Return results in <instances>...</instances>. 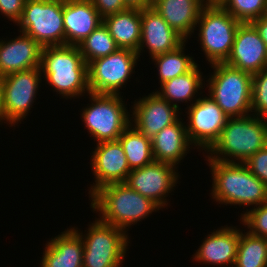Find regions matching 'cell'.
Wrapping results in <instances>:
<instances>
[{
  "mask_svg": "<svg viewBox=\"0 0 267 267\" xmlns=\"http://www.w3.org/2000/svg\"><path fill=\"white\" fill-rule=\"evenodd\" d=\"M132 107L131 124L150 139L163 128L175 123L181 110L162 99L156 92L135 100Z\"/></svg>",
  "mask_w": 267,
  "mask_h": 267,
  "instance_id": "cell-16",
  "label": "cell"
},
{
  "mask_svg": "<svg viewBox=\"0 0 267 267\" xmlns=\"http://www.w3.org/2000/svg\"><path fill=\"white\" fill-rule=\"evenodd\" d=\"M224 63L252 75L267 68L265 42L251 23L238 26L231 52Z\"/></svg>",
  "mask_w": 267,
  "mask_h": 267,
  "instance_id": "cell-15",
  "label": "cell"
},
{
  "mask_svg": "<svg viewBox=\"0 0 267 267\" xmlns=\"http://www.w3.org/2000/svg\"><path fill=\"white\" fill-rule=\"evenodd\" d=\"M139 56L130 49L119 48L106 57L98 58L88 64V85L91 93L119 94L120 89L135 72ZM134 70V72H133Z\"/></svg>",
  "mask_w": 267,
  "mask_h": 267,
  "instance_id": "cell-10",
  "label": "cell"
},
{
  "mask_svg": "<svg viewBox=\"0 0 267 267\" xmlns=\"http://www.w3.org/2000/svg\"><path fill=\"white\" fill-rule=\"evenodd\" d=\"M100 16L105 18L127 9L124 0H90Z\"/></svg>",
  "mask_w": 267,
  "mask_h": 267,
  "instance_id": "cell-35",
  "label": "cell"
},
{
  "mask_svg": "<svg viewBox=\"0 0 267 267\" xmlns=\"http://www.w3.org/2000/svg\"><path fill=\"white\" fill-rule=\"evenodd\" d=\"M233 267H267V238L240 230L236 260Z\"/></svg>",
  "mask_w": 267,
  "mask_h": 267,
  "instance_id": "cell-27",
  "label": "cell"
},
{
  "mask_svg": "<svg viewBox=\"0 0 267 267\" xmlns=\"http://www.w3.org/2000/svg\"><path fill=\"white\" fill-rule=\"evenodd\" d=\"M90 106L83 108L81 119L94 141H116L131 124L123 96L119 94L88 93Z\"/></svg>",
  "mask_w": 267,
  "mask_h": 267,
  "instance_id": "cell-7",
  "label": "cell"
},
{
  "mask_svg": "<svg viewBox=\"0 0 267 267\" xmlns=\"http://www.w3.org/2000/svg\"><path fill=\"white\" fill-rule=\"evenodd\" d=\"M118 141L123 147L130 170L153 163L152 140L130 124Z\"/></svg>",
  "mask_w": 267,
  "mask_h": 267,
  "instance_id": "cell-26",
  "label": "cell"
},
{
  "mask_svg": "<svg viewBox=\"0 0 267 267\" xmlns=\"http://www.w3.org/2000/svg\"><path fill=\"white\" fill-rule=\"evenodd\" d=\"M214 72L205 83L209 97L228 117L251 114L252 74L225 63L211 64ZM250 112V113H249Z\"/></svg>",
  "mask_w": 267,
  "mask_h": 267,
  "instance_id": "cell-5",
  "label": "cell"
},
{
  "mask_svg": "<svg viewBox=\"0 0 267 267\" xmlns=\"http://www.w3.org/2000/svg\"><path fill=\"white\" fill-rule=\"evenodd\" d=\"M63 7L64 0H26L16 25L42 47L65 45Z\"/></svg>",
  "mask_w": 267,
  "mask_h": 267,
  "instance_id": "cell-9",
  "label": "cell"
},
{
  "mask_svg": "<svg viewBox=\"0 0 267 267\" xmlns=\"http://www.w3.org/2000/svg\"><path fill=\"white\" fill-rule=\"evenodd\" d=\"M127 8H136L143 10L152 7L153 0H124Z\"/></svg>",
  "mask_w": 267,
  "mask_h": 267,
  "instance_id": "cell-37",
  "label": "cell"
},
{
  "mask_svg": "<svg viewBox=\"0 0 267 267\" xmlns=\"http://www.w3.org/2000/svg\"><path fill=\"white\" fill-rule=\"evenodd\" d=\"M73 229L81 236L84 244L83 267L122 266L130 243L128 232L126 234L125 231L98 218L88 226L86 235H82L83 232L77 227Z\"/></svg>",
  "mask_w": 267,
  "mask_h": 267,
  "instance_id": "cell-8",
  "label": "cell"
},
{
  "mask_svg": "<svg viewBox=\"0 0 267 267\" xmlns=\"http://www.w3.org/2000/svg\"><path fill=\"white\" fill-rule=\"evenodd\" d=\"M196 64L189 72L174 77L161 84V90L155 91L162 99L179 108L177 103L192 102L195 94L200 93L204 83L202 73ZM176 101V102H175Z\"/></svg>",
  "mask_w": 267,
  "mask_h": 267,
  "instance_id": "cell-25",
  "label": "cell"
},
{
  "mask_svg": "<svg viewBox=\"0 0 267 267\" xmlns=\"http://www.w3.org/2000/svg\"><path fill=\"white\" fill-rule=\"evenodd\" d=\"M218 4L240 23H251L267 14V0H220Z\"/></svg>",
  "mask_w": 267,
  "mask_h": 267,
  "instance_id": "cell-30",
  "label": "cell"
},
{
  "mask_svg": "<svg viewBox=\"0 0 267 267\" xmlns=\"http://www.w3.org/2000/svg\"><path fill=\"white\" fill-rule=\"evenodd\" d=\"M6 123V116H5V110L3 106V88L1 86V81H0V122L1 123Z\"/></svg>",
  "mask_w": 267,
  "mask_h": 267,
  "instance_id": "cell-38",
  "label": "cell"
},
{
  "mask_svg": "<svg viewBox=\"0 0 267 267\" xmlns=\"http://www.w3.org/2000/svg\"><path fill=\"white\" fill-rule=\"evenodd\" d=\"M186 40L173 30L152 7L141 10V42L138 56L144 48L149 49L150 57L173 51Z\"/></svg>",
  "mask_w": 267,
  "mask_h": 267,
  "instance_id": "cell-17",
  "label": "cell"
},
{
  "mask_svg": "<svg viewBox=\"0 0 267 267\" xmlns=\"http://www.w3.org/2000/svg\"><path fill=\"white\" fill-rule=\"evenodd\" d=\"M90 164L95 177V183L89 188L90 196L102 186L126 182L131 172L123 147L118 140L96 144Z\"/></svg>",
  "mask_w": 267,
  "mask_h": 267,
  "instance_id": "cell-14",
  "label": "cell"
},
{
  "mask_svg": "<svg viewBox=\"0 0 267 267\" xmlns=\"http://www.w3.org/2000/svg\"><path fill=\"white\" fill-rule=\"evenodd\" d=\"M205 0H153L152 8L185 40L196 30Z\"/></svg>",
  "mask_w": 267,
  "mask_h": 267,
  "instance_id": "cell-21",
  "label": "cell"
},
{
  "mask_svg": "<svg viewBox=\"0 0 267 267\" xmlns=\"http://www.w3.org/2000/svg\"><path fill=\"white\" fill-rule=\"evenodd\" d=\"M87 65L98 58L116 52L117 46L104 23L100 24L82 43L78 45Z\"/></svg>",
  "mask_w": 267,
  "mask_h": 267,
  "instance_id": "cell-29",
  "label": "cell"
},
{
  "mask_svg": "<svg viewBox=\"0 0 267 267\" xmlns=\"http://www.w3.org/2000/svg\"><path fill=\"white\" fill-rule=\"evenodd\" d=\"M41 74L38 67L11 73L1 79L6 124L10 127H15L31 110L42 82Z\"/></svg>",
  "mask_w": 267,
  "mask_h": 267,
  "instance_id": "cell-11",
  "label": "cell"
},
{
  "mask_svg": "<svg viewBox=\"0 0 267 267\" xmlns=\"http://www.w3.org/2000/svg\"><path fill=\"white\" fill-rule=\"evenodd\" d=\"M26 0H0V12L8 20L17 23L22 15Z\"/></svg>",
  "mask_w": 267,
  "mask_h": 267,
  "instance_id": "cell-34",
  "label": "cell"
},
{
  "mask_svg": "<svg viewBox=\"0 0 267 267\" xmlns=\"http://www.w3.org/2000/svg\"><path fill=\"white\" fill-rule=\"evenodd\" d=\"M251 24L255 27V29L261 36V39L265 42L267 48V14L253 20Z\"/></svg>",
  "mask_w": 267,
  "mask_h": 267,
  "instance_id": "cell-36",
  "label": "cell"
},
{
  "mask_svg": "<svg viewBox=\"0 0 267 267\" xmlns=\"http://www.w3.org/2000/svg\"><path fill=\"white\" fill-rule=\"evenodd\" d=\"M239 238L240 229L235 226H222V228L213 230L211 234H208L192 258L198 263L203 262V264L221 267L224 265L228 267L230 264L233 267Z\"/></svg>",
  "mask_w": 267,
  "mask_h": 267,
  "instance_id": "cell-20",
  "label": "cell"
},
{
  "mask_svg": "<svg viewBox=\"0 0 267 267\" xmlns=\"http://www.w3.org/2000/svg\"><path fill=\"white\" fill-rule=\"evenodd\" d=\"M40 68L47 84L66 99L90 92L88 65L78 46L43 47Z\"/></svg>",
  "mask_w": 267,
  "mask_h": 267,
  "instance_id": "cell-4",
  "label": "cell"
},
{
  "mask_svg": "<svg viewBox=\"0 0 267 267\" xmlns=\"http://www.w3.org/2000/svg\"><path fill=\"white\" fill-rule=\"evenodd\" d=\"M251 113L267 118V68L252 75Z\"/></svg>",
  "mask_w": 267,
  "mask_h": 267,
  "instance_id": "cell-31",
  "label": "cell"
},
{
  "mask_svg": "<svg viewBox=\"0 0 267 267\" xmlns=\"http://www.w3.org/2000/svg\"><path fill=\"white\" fill-rule=\"evenodd\" d=\"M180 120L182 119L179 118L175 123L163 128L151 139L155 161L176 167L190 151L192 144L187 136L186 125Z\"/></svg>",
  "mask_w": 267,
  "mask_h": 267,
  "instance_id": "cell-23",
  "label": "cell"
},
{
  "mask_svg": "<svg viewBox=\"0 0 267 267\" xmlns=\"http://www.w3.org/2000/svg\"><path fill=\"white\" fill-rule=\"evenodd\" d=\"M65 45L78 46L100 24V16L90 0H64Z\"/></svg>",
  "mask_w": 267,
  "mask_h": 267,
  "instance_id": "cell-19",
  "label": "cell"
},
{
  "mask_svg": "<svg viewBox=\"0 0 267 267\" xmlns=\"http://www.w3.org/2000/svg\"><path fill=\"white\" fill-rule=\"evenodd\" d=\"M190 104L186 112L189 115L187 136L193 146L206 152L218 140L228 116L209 96L195 98Z\"/></svg>",
  "mask_w": 267,
  "mask_h": 267,
  "instance_id": "cell-12",
  "label": "cell"
},
{
  "mask_svg": "<svg viewBox=\"0 0 267 267\" xmlns=\"http://www.w3.org/2000/svg\"><path fill=\"white\" fill-rule=\"evenodd\" d=\"M45 246L40 267H83L84 244L73 228L51 238Z\"/></svg>",
  "mask_w": 267,
  "mask_h": 267,
  "instance_id": "cell-22",
  "label": "cell"
},
{
  "mask_svg": "<svg viewBox=\"0 0 267 267\" xmlns=\"http://www.w3.org/2000/svg\"><path fill=\"white\" fill-rule=\"evenodd\" d=\"M244 164L253 175L267 185V146L257 151Z\"/></svg>",
  "mask_w": 267,
  "mask_h": 267,
  "instance_id": "cell-33",
  "label": "cell"
},
{
  "mask_svg": "<svg viewBox=\"0 0 267 267\" xmlns=\"http://www.w3.org/2000/svg\"><path fill=\"white\" fill-rule=\"evenodd\" d=\"M207 3H218L220 0H205Z\"/></svg>",
  "mask_w": 267,
  "mask_h": 267,
  "instance_id": "cell-39",
  "label": "cell"
},
{
  "mask_svg": "<svg viewBox=\"0 0 267 267\" xmlns=\"http://www.w3.org/2000/svg\"><path fill=\"white\" fill-rule=\"evenodd\" d=\"M9 41H0V73H11L38 68L43 47L24 32Z\"/></svg>",
  "mask_w": 267,
  "mask_h": 267,
  "instance_id": "cell-18",
  "label": "cell"
},
{
  "mask_svg": "<svg viewBox=\"0 0 267 267\" xmlns=\"http://www.w3.org/2000/svg\"><path fill=\"white\" fill-rule=\"evenodd\" d=\"M243 213L240 220L249 229L248 232L254 236L267 238V201L256 208L246 209Z\"/></svg>",
  "mask_w": 267,
  "mask_h": 267,
  "instance_id": "cell-32",
  "label": "cell"
},
{
  "mask_svg": "<svg viewBox=\"0 0 267 267\" xmlns=\"http://www.w3.org/2000/svg\"><path fill=\"white\" fill-rule=\"evenodd\" d=\"M177 167L154 161L138 169L131 170L125 183L150 198L160 208L168 205L167 198L174 186L178 183L179 173ZM166 205V206H165Z\"/></svg>",
  "mask_w": 267,
  "mask_h": 267,
  "instance_id": "cell-13",
  "label": "cell"
},
{
  "mask_svg": "<svg viewBox=\"0 0 267 267\" xmlns=\"http://www.w3.org/2000/svg\"><path fill=\"white\" fill-rule=\"evenodd\" d=\"M266 146L267 118L253 114L228 117L218 140L207 151L209 155L206 158L221 162L244 163Z\"/></svg>",
  "mask_w": 267,
  "mask_h": 267,
  "instance_id": "cell-2",
  "label": "cell"
},
{
  "mask_svg": "<svg viewBox=\"0 0 267 267\" xmlns=\"http://www.w3.org/2000/svg\"><path fill=\"white\" fill-rule=\"evenodd\" d=\"M185 45L184 42L173 51L152 57L156 68L158 66L160 84L189 72L197 64L192 56L184 53Z\"/></svg>",
  "mask_w": 267,
  "mask_h": 267,
  "instance_id": "cell-28",
  "label": "cell"
},
{
  "mask_svg": "<svg viewBox=\"0 0 267 267\" xmlns=\"http://www.w3.org/2000/svg\"><path fill=\"white\" fill-rule=\"evenodd\" d=\"M110 35L121 49L138 52L141 42V10L127 8L103 18Z\"/></svg>",
  "mask_w": 267,
  "mask_h": 267,
  "instance_id": "cell-24",
  "label": "cell"
},
{
  "mask_svg": "<svg viewBox=\"0 0 267 267\" xmlns=\"http://www.w3.org/2000/svg\"><path fill=\"white\" fill-rule=\"evenodd\" d=\"M198 38L210 64L224 63L232 49L238 26L241 24L218 3H207L197 21Z\"/></svg>",
  "mask_w": 267,
  "mask_h": 267,
  "instance_id": "cell-6",
  "label": "cell"
},
{
  "mask_svg": "<svg viewBox=\"0 0 267 267\" xmlns=\"http://www.w3.org/2000/svg\"><path fill=\"white\" fill-rule=\"evenodd\" d=\"M212 174L211 195L225 205L260 206L267 201V185L253 175L244 163L207 159Z\"/></svg>",
  "mask_w": 267,
  "mask_h": 267,
  "instance_id": "cell-3",
  "label": "cell"
},
{
  "mask_svg": "<svg viewBox=\"0 0 267 267\" xmlns=\"http://www.w3.org/2000/svg\"><path fill=\"white\" fill-rule=\"evenodd\" d=\"M91 208L99 212L100 221L127 232L132 224L148 217L161 208L127 183H112L102 186L91 196ZM128 227V228H127Z\"/></svg>",
  "mask_w": 267,
  "mask_h": 267,
  "instance_id": "cell-1",
  "label": "cell"
}]
</instances>
